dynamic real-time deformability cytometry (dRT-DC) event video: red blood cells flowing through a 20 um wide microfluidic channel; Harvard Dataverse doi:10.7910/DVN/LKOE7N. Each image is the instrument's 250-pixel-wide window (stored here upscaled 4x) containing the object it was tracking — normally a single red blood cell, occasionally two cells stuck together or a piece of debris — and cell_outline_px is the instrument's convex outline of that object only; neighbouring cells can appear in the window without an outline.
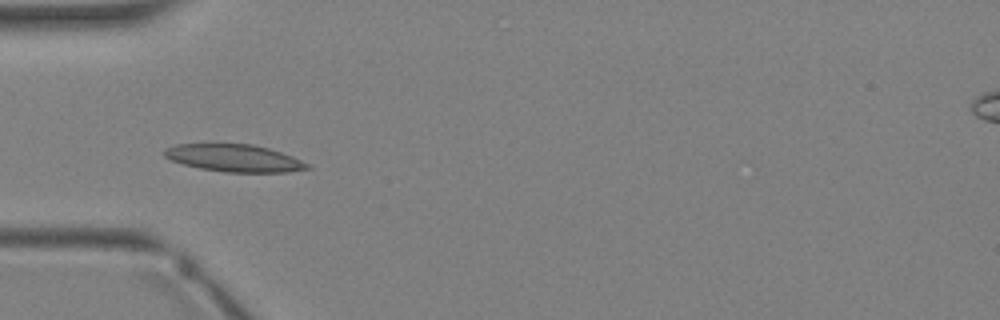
{"species": "Egyptian fruit bat (a non-hibernating species)", "species_latin": "Rousettus aegyptiacus", "temperature_condition": "warm", "stored_images_in_passage": 3, "camera_frame_rate_fps": 3000, "um_per_image_px": 0.085, "animal": {"sex": "female"}, "frame": {"image": 1, "passage_image": 3, "time_ms": 3.0, "image_size_px": [1000, 320], "cell_outline_px": [[312, 168], [288, 172], [224, 172], [200, 168], [184, 164], [172, 160], [164, 156], [164, 148], [176, 144], [212, 140], [252, 144], [268, 148], [292, 156], [308, 164]], "centroid_in_image_um": [19.82, 13.37], "position_along_channel_um": 65.2, "area_um2": 23.7}}